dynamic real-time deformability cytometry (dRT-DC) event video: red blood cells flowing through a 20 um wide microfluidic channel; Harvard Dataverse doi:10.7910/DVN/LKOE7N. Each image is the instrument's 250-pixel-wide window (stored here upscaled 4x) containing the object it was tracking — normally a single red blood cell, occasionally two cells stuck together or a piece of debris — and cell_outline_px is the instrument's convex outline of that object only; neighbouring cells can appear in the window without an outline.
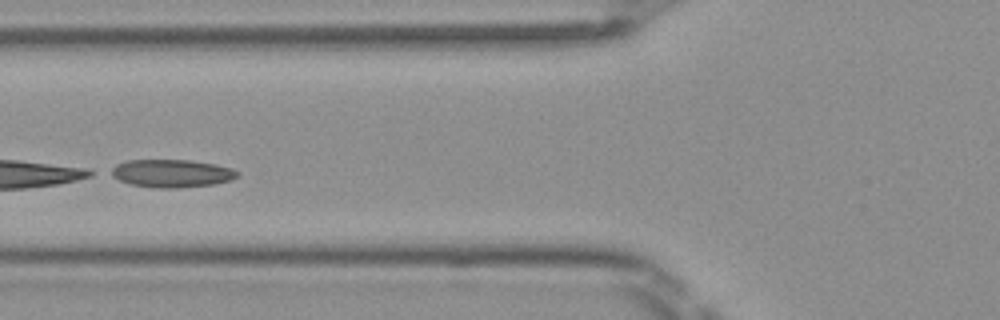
{"species": "Egyptian fruit bat (a non-hibernating species)", "species_latin": "Rousettus aegyptiacus", "temperature_condition": "room temperature", "stored_images_in_passage": 40, "camera_frame_rate_fps": 3000, "um_per_image_px": 0.085, "frame": {"image": 1, "passage_image": 10, "time_ms": 3.0, "image_size_px": [1000, 320], "cell_outline_px": [[240, 176], [232, 180], [212, 184], [176, 188], [156, 188], [132, 184], [120, 180], [104, 172], [116, 164], [128, 160], [188, 160], [216, 164], [232, 168], [240, 172]], "centroid_in_image_um": [14.57, 14.73], "position_along_channel_um": 111.2, "area_um2": 20.75}}
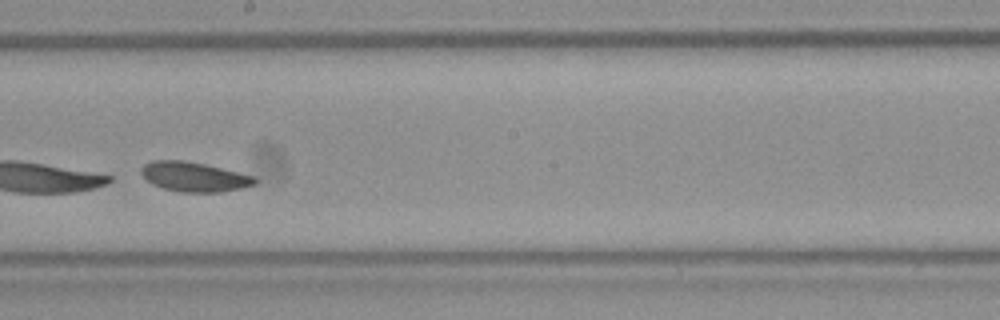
{"frame": {"image": 2, "passage_image": 19, "time_ms": 6.0, "image_size_px": [1000, 320], "cell_outline_px": [[256, 184], [240, 188], [220, 192], [180, 192], [164, 188], [152, 184], [140, 172], [140, 168], [144, 164], [152, 160], [184, 160], [204, 164], [256, 176]], "centroid_in_image_um": [16.49, 15.02], "position_along_channel_um": 231.7, "area_um2": 19.54}}
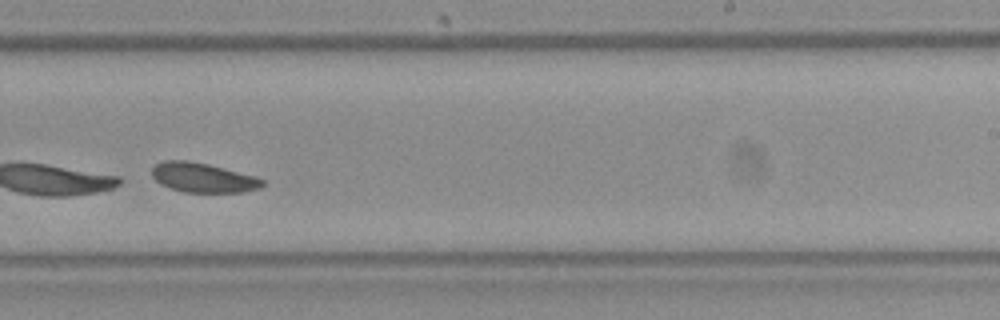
{"frame": {"image": 3, "passage_image": 22, "time_ms": 7.0, "image_size_px": [1000, 320], "cell_outline_px": [[268, 184], [260, 188], [244, 192], [184, 192], [160, 184], [152, 176], [152, 168], [156, 164], [164, 160], [188, 160], [208, 164], [256, 176], [264, 180]], "centroid_in_image_um": [17.3, 15.1], "position_along_channel_um": 271.7, "area_um2": 19.13}, "authors_computed_cell_mechanics": {"area_um2": 23.8425, "velocity_mm_per_s": 4.0118, "shape_relaxation_time_tau1_ms": 0.7628, "shape_relaxation_time_tau2_ms": 2.2978, "deformation_change_tau1": 0.2712, "deformation_change_tau2": 0.0709}}